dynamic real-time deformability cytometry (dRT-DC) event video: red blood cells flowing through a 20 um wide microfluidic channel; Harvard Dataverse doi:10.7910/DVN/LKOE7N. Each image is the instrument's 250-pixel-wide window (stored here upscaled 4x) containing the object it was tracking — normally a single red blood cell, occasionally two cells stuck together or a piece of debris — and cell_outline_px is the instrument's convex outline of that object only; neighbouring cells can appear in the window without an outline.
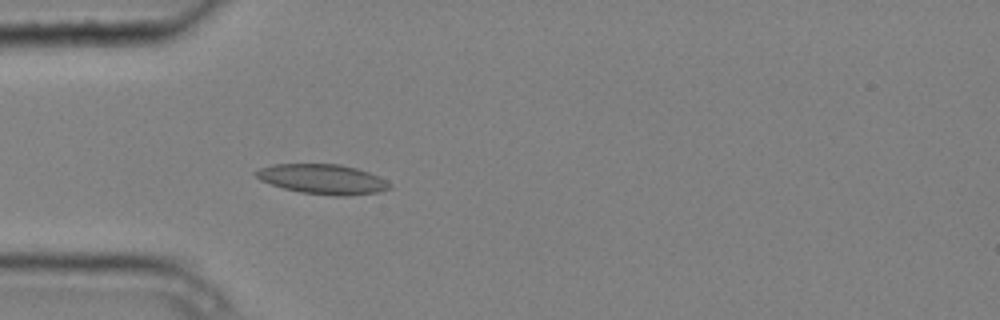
{"species": "common noctule bat (a hibernating species)", "species_latin": "Nyctalus noctula", "temperature_condition": "cold", "stored_images_in_passage": 2, "camera_frame_rate_fps": 3000, "um_per_image_px": 0.085, "animal": {"sex": "male", "body_mass_g": 20.4}, "frame": {"image": 1, "passage_image": 2, "time_ms": 0.333, "image_size_px": [1000, 320], "cell_outline_px": [[392, 188], [380, 192], [352, 196], [336, 196], [300, 192], [284, 188], [260, 180], [252, 172], [260, 168], [272, 164], [340, 164], [356, 168], [368, 172], [388, 180], [392, 184]], "centroid_in_image_um": [27.47, 15.23], "position_along_channel_um": 57.5, "area_um2": 23.47}}